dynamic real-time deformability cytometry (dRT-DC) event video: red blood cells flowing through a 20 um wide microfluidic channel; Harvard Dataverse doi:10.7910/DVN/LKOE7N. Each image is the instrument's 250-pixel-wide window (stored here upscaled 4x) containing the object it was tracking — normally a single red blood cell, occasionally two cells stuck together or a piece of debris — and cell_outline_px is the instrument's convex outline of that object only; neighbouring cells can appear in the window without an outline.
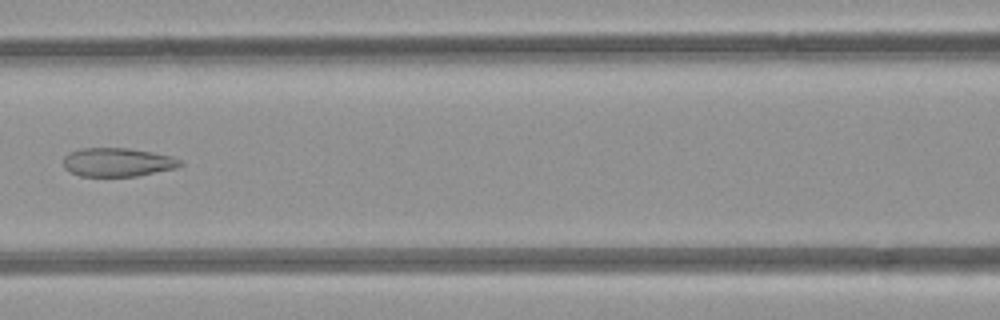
{"species": "common noctule bat (a hibernating species)", "species_latin": "Nyctalus noctula", "temperature_condition": "room temperature", "stored_images_in_passage": 5, "camera_frame_rate_fps": 3000, "um_per_image_px": 0.085, "animal": {"sex": "female", "body_mass_g": 21.9}, "frame": {"image": 1, "passage_image": 5, "time_ms": 4.333, "image_size_px": [1000, 320], "cell_outline_px": [[184, 164], [176, 168], [136, 176], [80, 176], [64, 168], [64, 156], [80, 148], [128, 148], [152, 152], [172, 156], [180, 160]], "centroid_in_image_um": [10.01, 13.79], "position_along_channel_um": 156.6, "area_um2": 19.42}}